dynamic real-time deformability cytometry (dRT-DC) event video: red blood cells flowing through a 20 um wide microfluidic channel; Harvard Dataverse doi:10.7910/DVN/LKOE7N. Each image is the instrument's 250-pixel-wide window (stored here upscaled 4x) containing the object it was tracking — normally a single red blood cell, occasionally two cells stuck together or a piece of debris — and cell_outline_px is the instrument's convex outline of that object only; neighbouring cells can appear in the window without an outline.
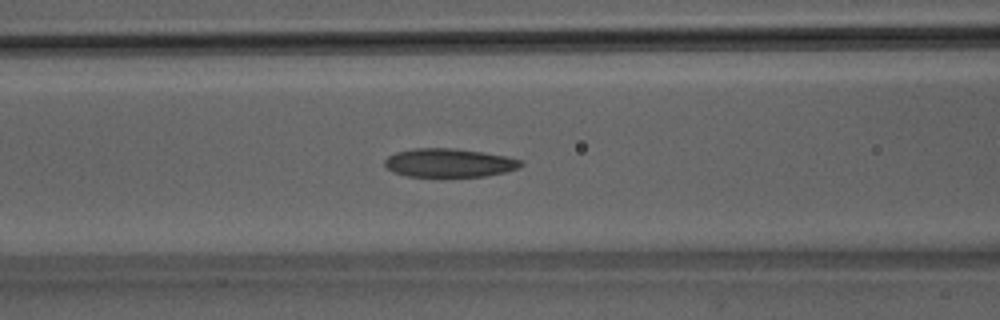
{"species": "Egyptian fruit bat (a non-hibernating species)", "species_latin": "Rousettus aegyptiacus", "temperature_condition": "room temperature", "stored_images_in_passage": 51, "camera_frame_rate_fps": 3000, "um_per_image_px": 0.085, "animal": {"sex": "male"}, "frame": {"image": 1, "passage_image": 21, "time_ms": 6.667, "image_size_px": [1000, 320], "cell_outline_px": [[524, 164], [520, 168], [504, 172], [484, 176], [408, 176], [392, 172], [384, 164], [384, 160], [388, 156], [396, 152], [412, 148], [452, 148], [508, 156], [524, 160]], "centroid_in_image_um": [38.2, 13.83], "position_along_channel_um": 128.4, "area_um2": 22.72}}
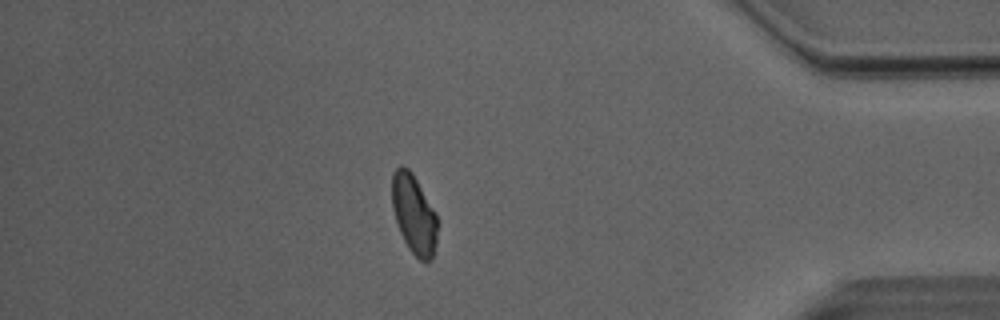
{"frame": {"image": 2, "passage_image": 44, "time_ms": 14.333, "image_size_px": [1000, 320], "cell_outline_px": [[436, 244], [432, 260], [428, 264], [420, 260], [408, 248], [400, 232], [392, 208], [392, 172], [400, 164], [408, 168], [412, 172], [436, 212]], "centroid_in_image_um": [35.18, 18.21], "position_along_channel_um": 400.0, "area_um2": 21.1}}
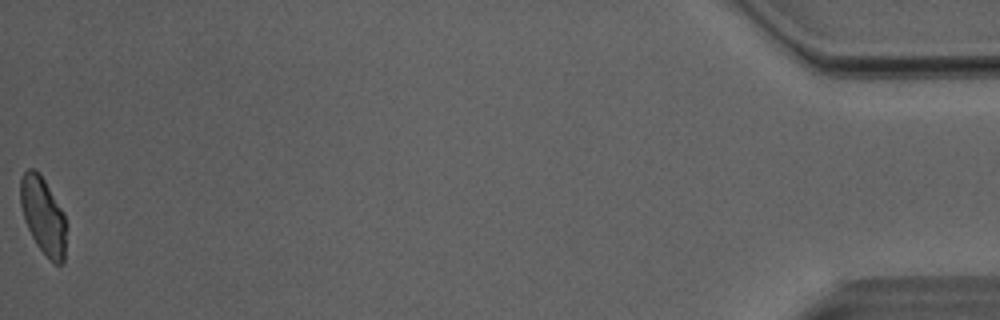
{"frame": {"image": 3, "passage_image": 51, "time_ms": 16.667, "image_size_px": [1000, 320], "cell_outline_px": [[64, 264], [56, 264], [36, 244], [24, 220], [20, 204], [20, 176], [28, 168], [32, 168], [40, 172], [64, 212]], "centroid_in_image_um": [3.63, 18.26], "position_along_channel_um": 431.6, "area_um2": 20.29}, "authors_computed_cell_mechanics": {"area_um2": 22.7732, "velocity_mm_per_s": 4.0275, "shape_relaxation_time_tau1_ms": null, "shape_relaxation_time_tau2_ms": 3.8191, "deformation_change_tau1": null, "deformation_change_tau2": 0.0979}}